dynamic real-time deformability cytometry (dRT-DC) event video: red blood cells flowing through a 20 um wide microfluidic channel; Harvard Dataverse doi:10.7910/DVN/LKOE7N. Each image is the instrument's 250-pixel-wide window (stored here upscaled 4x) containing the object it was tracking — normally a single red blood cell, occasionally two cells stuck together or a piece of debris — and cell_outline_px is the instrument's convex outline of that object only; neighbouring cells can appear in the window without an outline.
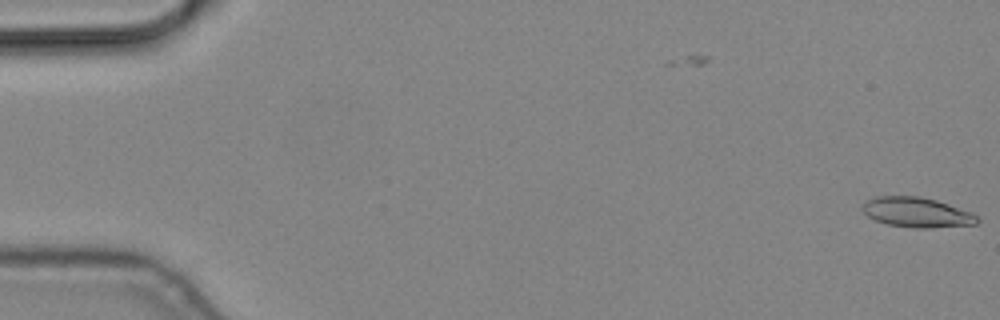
{"species": "common noctule bat (a hibernating species)", "species_latin": "Nyctalus noctula", "temperature_condition": "cold", "stored_images_in_passage": 6, "camera_frame_rate_fps": 3000, "um_per_image_px": 0.085, "animal": {"sex": "male", "body_mass_g": 19.2, "forearm_length_mm": 51.8}, "frame": {"image": 1, "passage_image": 1, "time_ms": 0.0, "image_size_px": [1000, 320], "cell_outline_px": [[980, 220], [976, 224], [928, 228], [912, 228], [888, 224], [876, 220], [868, 216], [864, 212], [864, 204], [868, 200], [876, 196], [916, 196], [936, 200], [972, 212]], "centroid_in_image_um": [77.96, 18.05], "position_along_channel_um": 7.0, "area_um2": 19.77}}
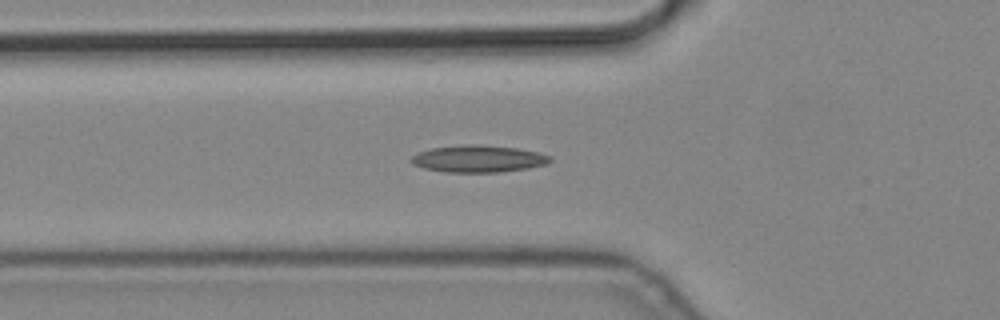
{"frame": {"image": 2, "passage_image": 6, "time_ms": 1.667, "image_size_px": [1000, 320], "cell_outline_px": [[552, 160], [544, 164], [528, 168], [496, 172], [444, 172], [424, 168], [412, 164], [408, 160], [412, 156], [420, 152], [432, 148], [464, 144], [476, 144], [516, 148], [536, 152], [552, 156]], "centroid_in_image_um": [40.62, 13.49], "position_along_channel_um": 85.2, "area_um2": 21.73}}